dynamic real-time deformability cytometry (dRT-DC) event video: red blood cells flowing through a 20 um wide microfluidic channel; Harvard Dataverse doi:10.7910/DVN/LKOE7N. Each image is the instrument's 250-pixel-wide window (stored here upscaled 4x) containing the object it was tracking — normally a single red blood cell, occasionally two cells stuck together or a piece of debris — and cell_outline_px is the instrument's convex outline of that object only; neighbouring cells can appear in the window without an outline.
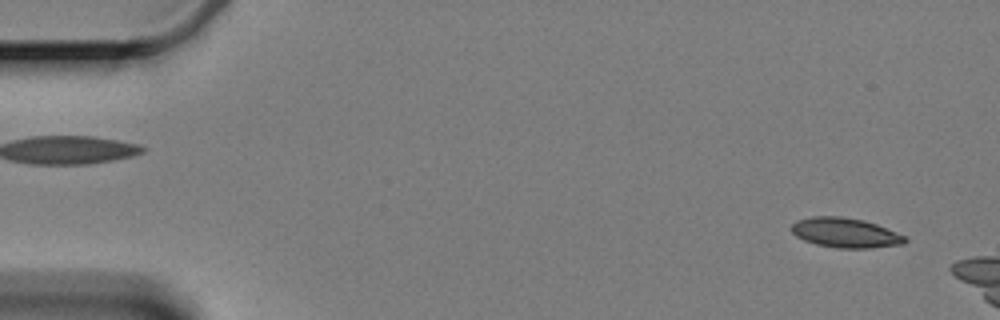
{"species": "Egyptian fruit bat (a non-hibernating species)", "species_latin": "Rousettus aegyptiacus", "temperature_condition": "cold", "stored_images_in_passage": 9, "camera_frame_rate_fps": 3000, "um_per_image_px": 0.085, "animal": {"sex": "female"}, "frame": {"image": 1, "passage_image": 3, "time_ms": 0.667, "image_size_px": [1000, 320], "cell_outline_px": [[904, 240], [888, 244], [824, 244], [808, 240], [800, 236], [792, 228], [796, 224], [804, 220], [856, 220], [872, 224], [884, 228], [904, 236]], "centroid_in_image_um": [71.86, 19.76], "position_along_channel_um": 13.1, "area_um2": 15.14}}